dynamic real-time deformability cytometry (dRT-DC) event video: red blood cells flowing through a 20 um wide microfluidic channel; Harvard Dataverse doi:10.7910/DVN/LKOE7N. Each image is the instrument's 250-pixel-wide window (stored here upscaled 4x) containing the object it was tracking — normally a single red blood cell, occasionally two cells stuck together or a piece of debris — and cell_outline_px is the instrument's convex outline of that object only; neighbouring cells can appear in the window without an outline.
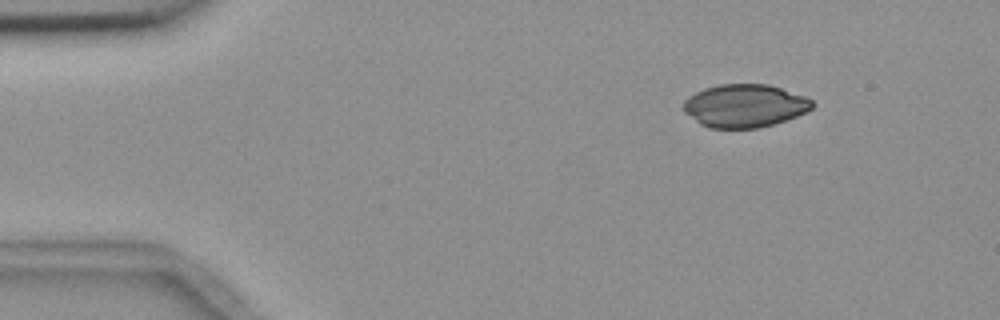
{"species": "common noctule bat (a hibernating species)", "species_latin": "Nyctalus noctula", "temperature_condition": "room temperature", "stored_images_in_passage": 2, "camera_frame_rate_fps": 3000, "um_per_image_px": 0.085, "animal": {"sex": "female", "body_mass_g": 18.4}, "frame": {"image": 1, "passage_image": 2, "time_ms": 1.333, "image_size_px": [1000, 320], "cell_outline_px": [[816, 104], [808, 112], [760, 128], [712, 128], [700, 124], [684, 112], [684, 100], [688, 96], [704, 88], [720, 84], [768, 84], [804, 96], [812, 100]], "centroid_in_image_um": [63.3, 8.99], "position_along_channel_um": 21.7, "area_um2": 32.25}}